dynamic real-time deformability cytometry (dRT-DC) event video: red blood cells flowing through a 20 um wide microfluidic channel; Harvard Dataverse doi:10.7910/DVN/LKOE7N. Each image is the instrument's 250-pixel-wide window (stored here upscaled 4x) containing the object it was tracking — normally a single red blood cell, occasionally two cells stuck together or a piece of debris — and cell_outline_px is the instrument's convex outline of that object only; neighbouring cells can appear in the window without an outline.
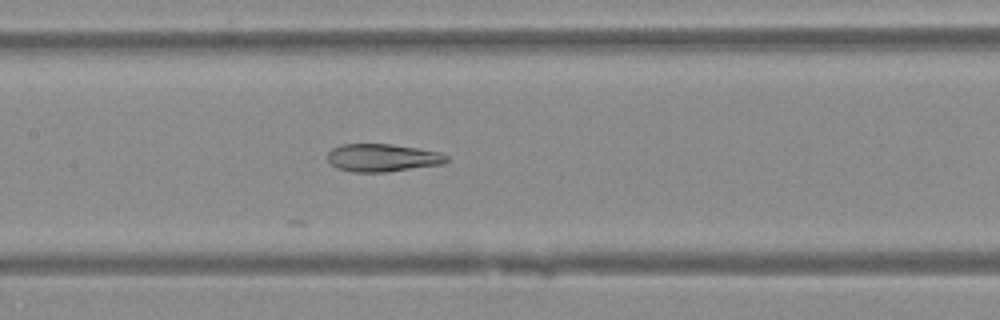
{"species": "Egyptian fruit bat (a non-hibernating species)", "species_latin": "Rousettus aegyptiacus", "temperature_condition": "warm", "stored_images_in_passage": 48, "camera_frame_rate_fps": 3000, "um_per_image_px": 0.085, "animal": {"sex": "female"}, "frame": {"image": 1, "passage_image": 23, "time_ms": 7.333, "image_size_px": [1000, 320], "cell_outline_px": [[448, 160], [444, 164], [388, 172], [352, 172], [336, 168], [328, 160], [328, 152], [332, 148], [340, 144], [392, 144], [420, 148], [440, 152], [448, 156]], "centroid_in_image_um": [32.53, 13.41], "position_along_channel_um": 174.9, "area_um2": 19.54}}
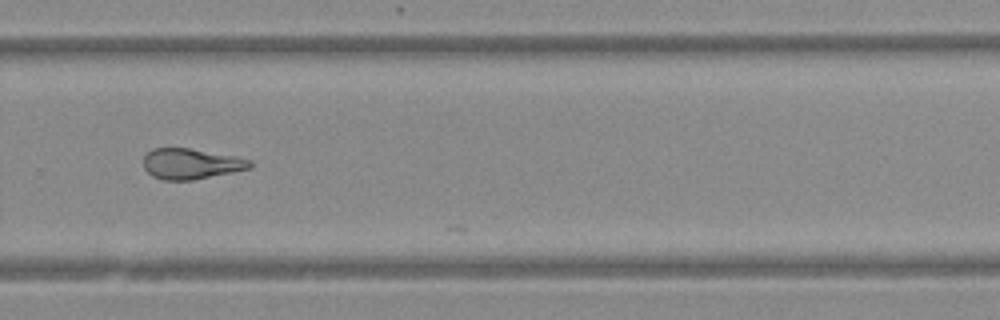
{"frame": {"image": 2, "passage_image": 33, "time_ms": 10.667, "image_size_px": [1000, 320], "cell_outline_px": [[252, 168], [192, 180], [164, 180], [152, 176], [144, 168], [144, 156], [152, 148], [188, 148], [236, 156], [252, 160]], "centroid_in_image_um": [16.25, 13.92], "position_along_channel_um": 313.6, "area_um2": 18.96}}
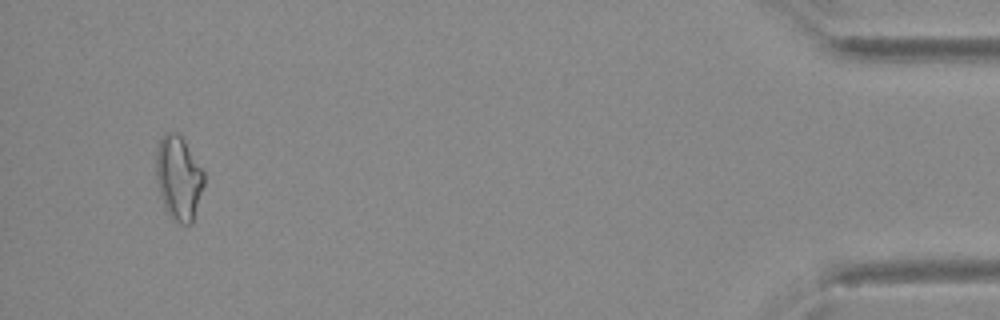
{"frame": {"image": 3, "passage_image": 46, "time_ms": 15.0, "image_size_px": [1000, 320], "cell_outline_px": [[204, 184], [192, 224], [180, 224], [172, 220], [164, 208], [156, 180], [156, 148], [164, 132], [176, 132], [180, 136], [204, 172]], "centroid_in_image_um": [15.16, 15.16], "position_along_channel_um": 420.0, "area_um2": 23.41}}